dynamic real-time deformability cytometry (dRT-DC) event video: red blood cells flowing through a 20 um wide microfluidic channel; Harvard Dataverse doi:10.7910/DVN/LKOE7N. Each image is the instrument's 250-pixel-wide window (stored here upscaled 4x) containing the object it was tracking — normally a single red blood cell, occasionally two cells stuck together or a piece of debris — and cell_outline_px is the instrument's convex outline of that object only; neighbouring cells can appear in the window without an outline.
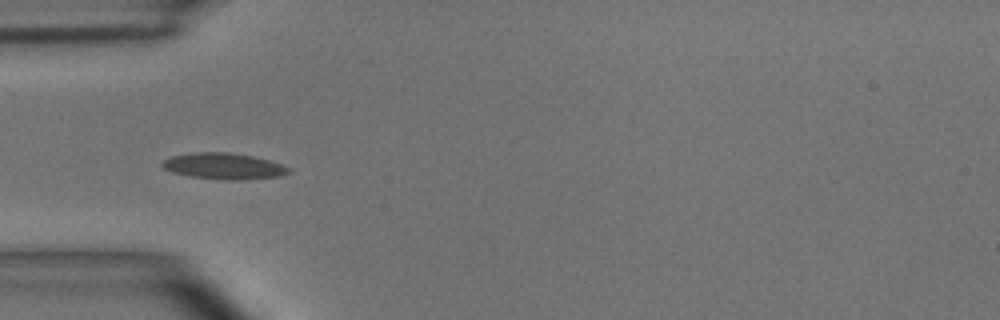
{"species": "common noctule bat (a hibernating species)", "species_latin": "Nyctalus noctula", "temperature_condition": "room temperature", "stored_images_in_passage": 54, "camera_frame_rate_fps": 3000, "um_per_image_px": 0.085, "animal": {"sex": "male", "body_mass_g": 15.6}, "frame": {"image": 1, "passage_image": 16, "time_ms": 5.0, "image_size_px": [1000, 320], "cell_outline_px": [[292, 172], [280, 176], [244, 180], [232, 180], [192, 176], [172, 172], [164, 168], [160, 164], [164, 160], [172, 156], [196, 152], [228, 152], [252, 156], [268, 160], [280, 164], [288, 168]], "centroid_in_image_um": [19.03, 14.12], "position_along_channel_um": 66.0, "area_um2": 19.02}}
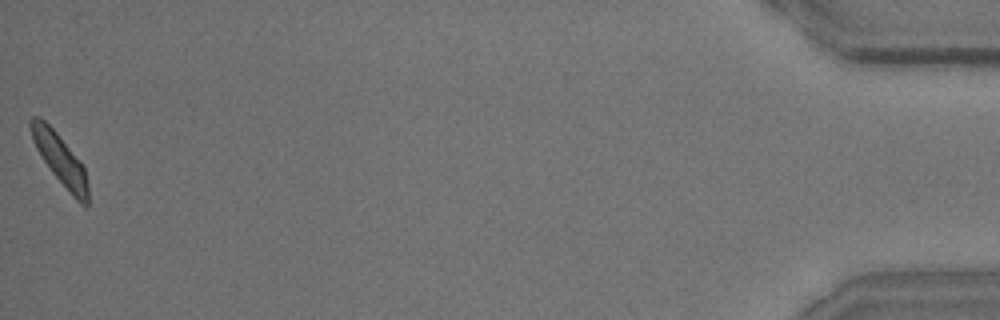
{"frame": {"image": 2, "passage_image": 54, "time_ms": 17.667, "image_size_px": [1000, 320], "cell_outline_px": [[88, 204], [80, 204], [72, 196], [52, 172], [36, 148], [32, 140], [28, 124], [28, 120], [32, 116], [36, 116], [44, 120], [56, 132], [84, 168], [88, 184]], "centroid_in_image_um": [5.07, 13.52], "position_along_channel_um": 430.1, "area_um2": 16.47}, "authors_computed_cell_mechanics": {"area_um2": 17.1377, "velocity_mm_per_s": 3.6292, "shape_relaxation_time_tau1_ms": 4.0711, "shape_relaxation_time_tau2_ms": 1.8437, "deformation_change_tau1": 0.1224, "deformation_change_tau2": 0.0753}}